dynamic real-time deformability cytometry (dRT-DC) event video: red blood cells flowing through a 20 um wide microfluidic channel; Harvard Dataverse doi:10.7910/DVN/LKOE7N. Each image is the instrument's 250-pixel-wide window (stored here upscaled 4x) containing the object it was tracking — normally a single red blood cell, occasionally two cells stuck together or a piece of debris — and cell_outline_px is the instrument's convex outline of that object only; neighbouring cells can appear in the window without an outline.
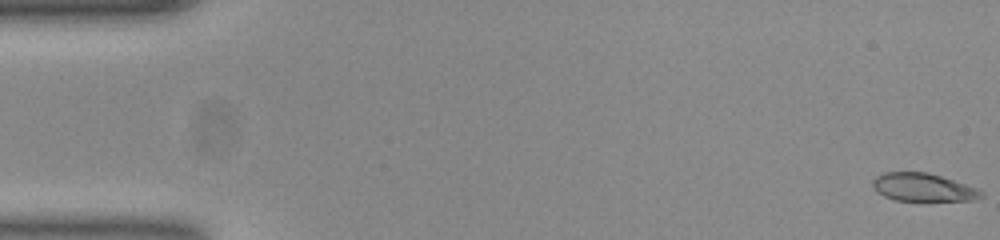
{"species": "common noctule bat (a hibernating species)", "species_latin": "Nyctalus noctula", "temperature_condition": "room temperature", "stored_images_in_passage": 53, "camera_frame_rate_fps": 3000, "um_per_image_px": 0.085, "animal": {"sex": "female", "body_mass_g": 23.0, "forearm_length_mm": 53.4}, "frame": {"image": 1, "passage_image": 1, "time_ms": 0.0, "image_size_px": [1000, 240], "cell_outline_px": [[984, 196], [976, 200], [896, 200], [884, 196], [876, 192], [872, 184], [872, 180], [876, 176], [884, 172], [928, 172], [976, 188], [984, 192]], "centroid_in_image_um": [78.44, 15.92], "position_along_channel_um": 6.6, "area_um2": 17.57}}
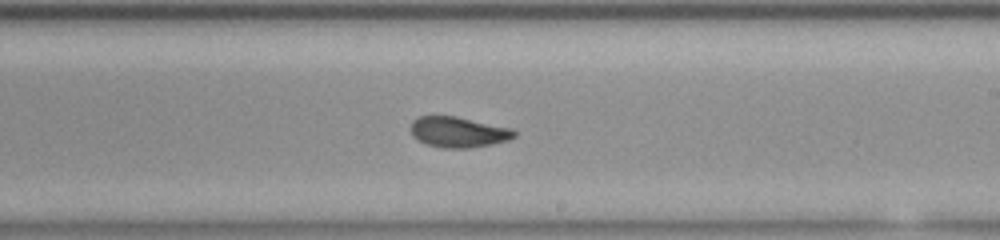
{"frame": {"image": 2, "passage_image": 31, "time_ms": 10.0, "image_size_px": [1000, 240], "cell_outline_px": [[516, 136], [508, 140], [492, 144], [468, 148], [444, 148], [428, 144], [412, 136], [412, 120], [420, 116], [456, 116], [512, 128], [516, 132]], "centroid_in_image_um": [38.99, 11.22], "position_along_channel_um": 250.0, "area_um2": 18.32}}
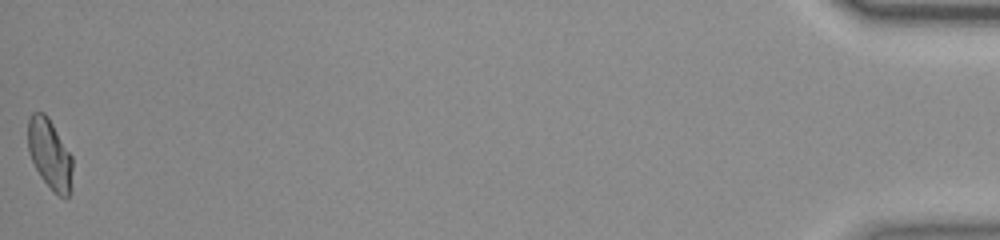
{"frame": {"image": 3, "passage_image": 53, "time_ms": 17.333, "image_size_px": [1000, 240], "cell_outline_px": [[72, 188], [68, 196], [64, 200], [52, 192], [40, 176], [28, 152], [28, 116], [32, 112], [44, 112], [48, 116], [72, 156]], "centroid_in_image_um": [4.24, 13.13], "position_along_channel_um": 431.0, "area_um2": 18.55}, "authors_computed_cell_mechanics": {"area_um2": 18.6116, "velocity_mm_per_s": 3.8761, "shape_relaxation_time_tau1_ms": null, "shape_relaxation_time_tau2_ms": 0.8249, "deformation_change_tau1": null, "deformation_change_tau2": 0.0335}}